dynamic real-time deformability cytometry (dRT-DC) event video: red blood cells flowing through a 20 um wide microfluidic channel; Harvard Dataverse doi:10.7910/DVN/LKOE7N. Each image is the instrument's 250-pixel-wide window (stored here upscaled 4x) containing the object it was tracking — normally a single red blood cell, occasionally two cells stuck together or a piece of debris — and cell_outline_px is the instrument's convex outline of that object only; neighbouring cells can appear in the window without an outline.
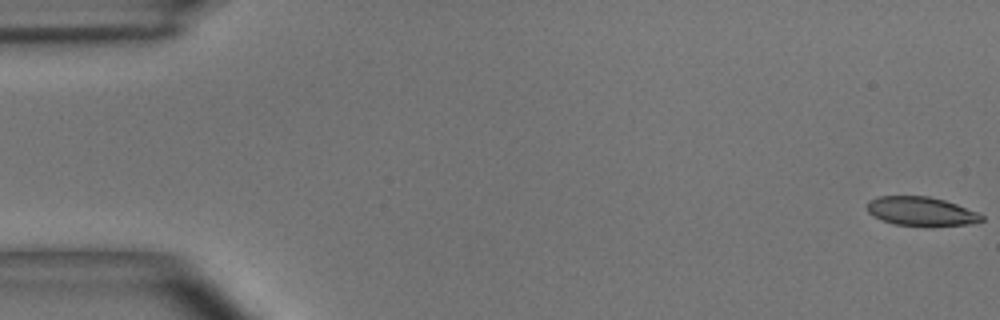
{"species": "common noctule bat (a hibernating species)", "species_latin": "Nyctalus noctula", "temperature_condition": "room temperature", "stored_images_in_passage": 54, "camera_frame_rate_fps": 3000, "um_per_image_px": 0.085, "animal": {"sex": "male", "body_mass_g": 15.6}, "frame": {"image": 1, "passage_image": 1, "time_ms": 0.0, "image_size_px": [1000, 320], "cell_outline_px": [[984, 220], [968, 224], [928, 228], [924, 228], [896, 224], [872, 216], [868, 212], [868, 200], [880, 196], [928, 196], [944, 200], [956, 204], [976, 212], [984, 216]], "centroid_in_image_um": [78.3, 17.99], "position_along_channel_um": 6.7, "area_um2": 19.65}}
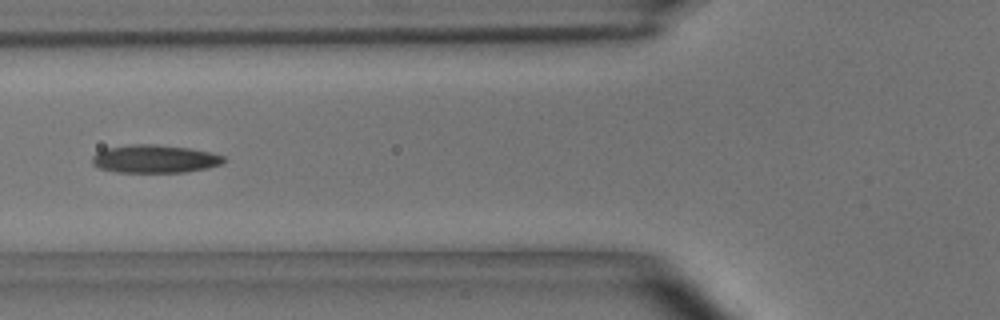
{"frame": {"image": 2, "passage_image": 21, "time_ms": 6.667, "image_size_px": [1000, 320], "cell_outline_px": [[224, 160], [220, 164], [208, 168], [184, 172], [116, 172], [100, 168], [92, 164], [92, 156], [96, 152], [104, 148], [132, 144], [156, 144], [188, 148], [212, 152], [224, 156]], "centroid_in_image_um": [13.12, 13.5], "position_along_channel_um": 112.7, "area_um2": 21.56}}
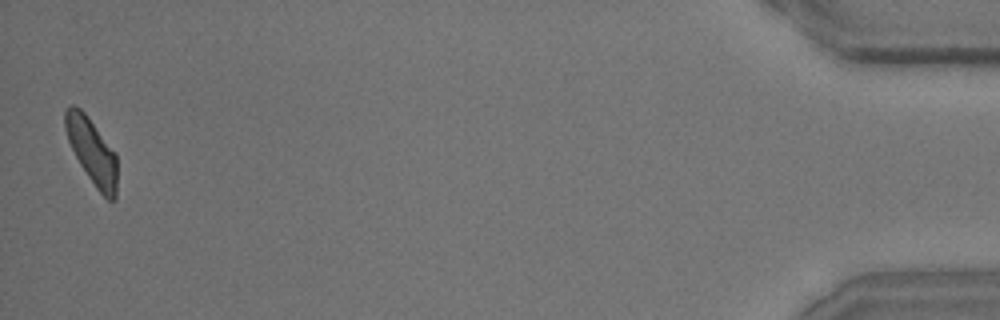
{"frame": {"image": 3, "passage_image": 54, "time_ms": 17.667, "image_size_px": [1000, 320], "cell_outline_px": [[116, 200], [108, 200], [96, 188], [80, 164], [68, 140], [64, 128], [64, 112], [72, 104], [80, 108], [84, 112], [116, 152]], "centroid_in_image_um": [7.81, 12.84], "position_along_channel_um": 427.4, "area_um2": 19.71}, "authors_computed_cell_mechanics": {"area_um2": 20.5768, "velocity_mm_per_s": 3.6821, "shape_relaxation_time_tau1_ms": 5.6475, "shape_relaxation_time_tau2_ms": 2.9008, "deformation_change_tau1": 0.1795, "deformation_change_tau2": 0.1099}}